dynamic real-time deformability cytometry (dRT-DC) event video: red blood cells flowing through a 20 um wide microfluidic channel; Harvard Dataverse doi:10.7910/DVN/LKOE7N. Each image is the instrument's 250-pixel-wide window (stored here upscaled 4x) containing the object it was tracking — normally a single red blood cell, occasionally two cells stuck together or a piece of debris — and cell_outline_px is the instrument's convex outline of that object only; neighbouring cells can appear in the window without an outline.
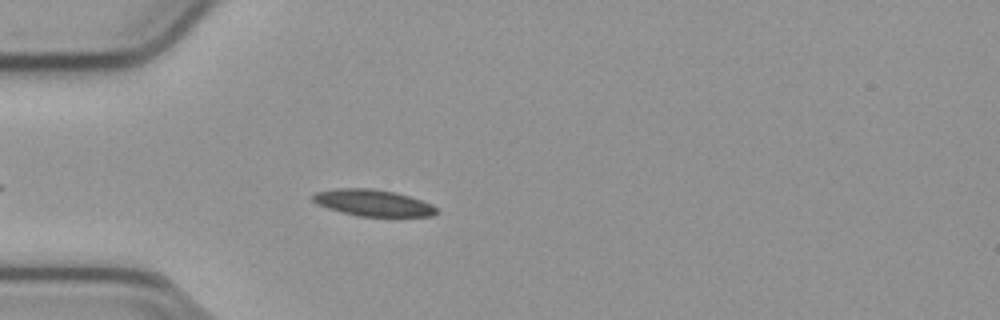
{"species": "common noctule bat (a hibernating species)", "species_latin": "Nyctalus noctula", "temperature_condition": "cold", "stored_images_in_passage": 41, "camera_frame_rate_fps": 3000, "um_per_image_px": 0.085, "animal": {"sex": "male", "body_mass_g": 23.1, "forearm_length_mm": 52.7}, "frame": {"image": 1, "passage_image": 6, "time_ms": 1.667, "image_size_px": [1000, 320], "cell_outline_px": [[440, 212], [432, 216], [356, 216], [340, 212], [316, 204], [312, 200], [312, 196], [316, 192], [336, 188], [372, 188], [396, 192], [432, 204]], "centroid_in_image_um": [31.69, 17.24], "position_along_channel_um": 53.3, "area_um2": 19.19}}
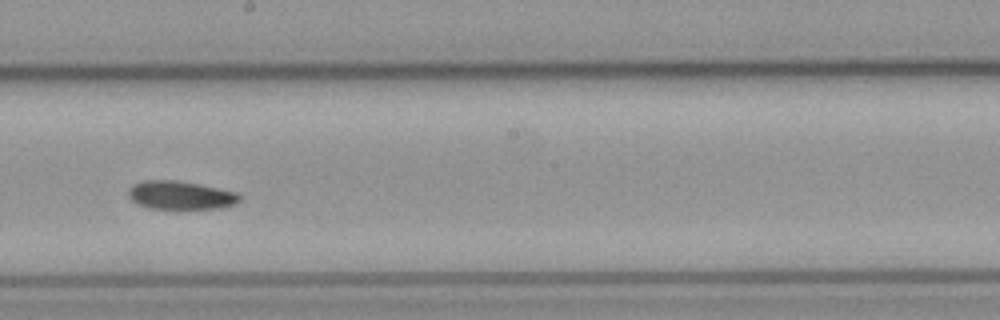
{"frame": {"image": 2, "passage_image": 21, "time_ms": 6.667, "image_size_px": [1000, 320], "cell_outline_px": [[240, 200], [236, 204], [220, 208], [152, 208], [140, 204], [132, 200], [128, 196], [128, 188], [132, 184], [144, 180], [172, 180], [200, 184], [236, 192], [240, 196]], "centroid_in_image_um": [15.34, 16.58], "position_along_channel_um": 232.9, "area_um2": 18.21}}
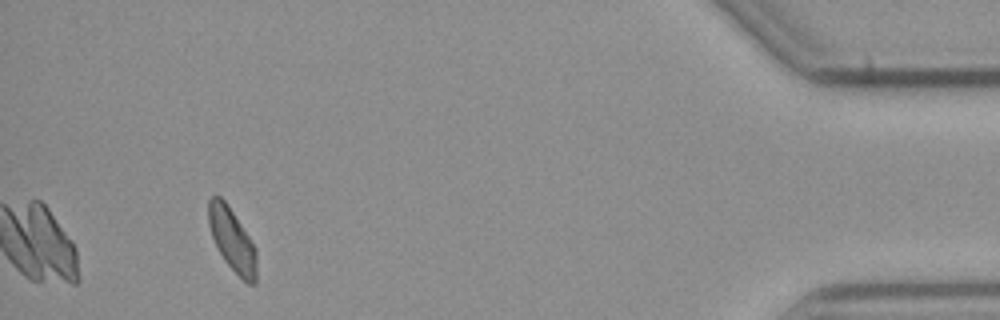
{"frame": {"image": 3, "passage_image": 41, "time_ms": 13.333, "image_size_px": [1000, 320], "cell_outline_px": [[256, 284], [248, 284], [224, 260], [216, 248], [208, 224], [208, 200], [212, 196], [220, 196], [224, 200], [256, 248]], "centroid_in_image_um": [19.71, 20.39], "position_along_channel_um": 415.5, "area_um2": 17.34}, "authors_computed_cell_mechanics": {"area_um2": 18.9584, "velocity_mm_per_s": 3.7743, "shape_relaxation_time_tau1_ms": 4.5592, "shape_relaxation_time_tau2_ms": null, "deformation_change_tau1": 0.1009, "deformation_change_tau2": null}}